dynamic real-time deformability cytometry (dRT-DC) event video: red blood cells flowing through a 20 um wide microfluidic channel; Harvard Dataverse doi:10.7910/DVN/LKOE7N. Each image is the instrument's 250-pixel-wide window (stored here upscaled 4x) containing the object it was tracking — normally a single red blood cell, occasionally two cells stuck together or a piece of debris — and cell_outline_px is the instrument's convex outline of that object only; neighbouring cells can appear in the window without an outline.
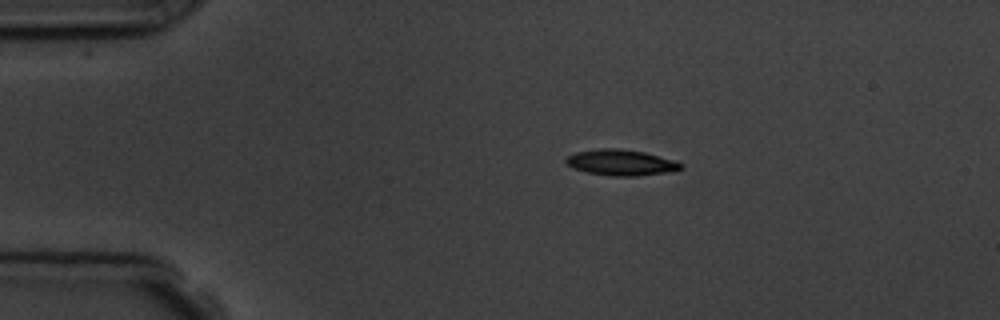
{"species": "common noctule bat (a hibernating species)", "species_latin": "Nyctalus noctula", "temperature_condition": "room temperature", "stored_images_in_passage": 7, "camera_frame_rate_fps": 3000, "um_per_image_px": 0.085, "animal": {"sex": "male", "body_mass_g": 19.5, "forearm_length_mm": 54.6}, "frame": {"image": 1, "passage_image": 1, "time_ms": 0.0, "image_size_px": [1000, 320], "cell_outline_px": [[684, 168], [672, 172], [636, 176], [612, 176], [588, 172], [572, 168], [564, 160], [568, 156], [576, 152], [600, 148], [620, 148], [644, 152], [672, 160], [684, 164]], "centroid_in_image_um": [52.81, 13.82], "position_along_channel_um": 32.2, "area_um2": 17.34}}
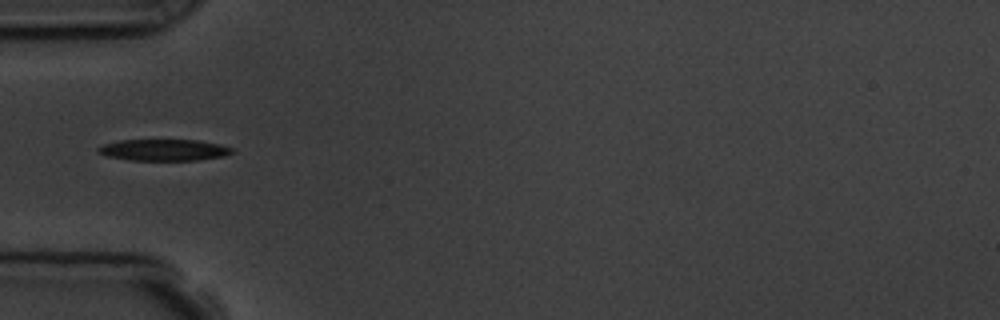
{"frame": {"image": 2, "passage_image": 3, "time_ms": 2.333, "image_size_px": [1000, 320], "cell_outline_px": [[236, 152], [224, 156], [196, 160], [132, 160], [108, 156], [96, 152], [96, 148], [104, 144], [120, 140], [200, 140], [220, 144], [232, 148]], "centroid_in_image_um": [13.95, 12.74], "position_along_channel_um": 71.0, "area_um2": 16.76}}